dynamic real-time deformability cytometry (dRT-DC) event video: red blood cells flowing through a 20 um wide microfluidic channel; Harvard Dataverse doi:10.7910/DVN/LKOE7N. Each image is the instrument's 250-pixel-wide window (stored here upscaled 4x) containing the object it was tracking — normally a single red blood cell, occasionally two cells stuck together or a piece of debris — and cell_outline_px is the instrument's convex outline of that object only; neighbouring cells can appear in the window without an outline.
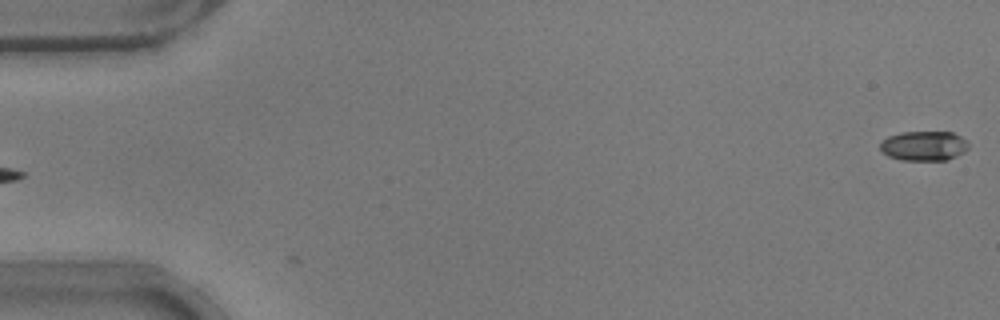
{"species": "common noctule bat (a hibernating species)", "species_latin": "Nyctalus noctula", "temperature_condition": "warm", "stored_images_in_passage": 3, "camera_frame_rate_fps": 3000, "um_per_image_px": 0.085, "animal": {"sex": "male", "body_mass_g": 17.9}, "frame": {"image": 1, "passage_image": 1, "time_ms": 0.0, "image_size_px": [1000, 320], "cell_outline_px": [[968, 148], [964, 152], [948, 160], [900, 160], [888, 156], [880, 152], [880, 140], [888, 136], [900, 132], [952, 132], [960, 136], [968, 144]], "centroid_in_image_um": [78.48, 12.4], "position_along_channel_um": 6.5, "area_um2": 15.43}}